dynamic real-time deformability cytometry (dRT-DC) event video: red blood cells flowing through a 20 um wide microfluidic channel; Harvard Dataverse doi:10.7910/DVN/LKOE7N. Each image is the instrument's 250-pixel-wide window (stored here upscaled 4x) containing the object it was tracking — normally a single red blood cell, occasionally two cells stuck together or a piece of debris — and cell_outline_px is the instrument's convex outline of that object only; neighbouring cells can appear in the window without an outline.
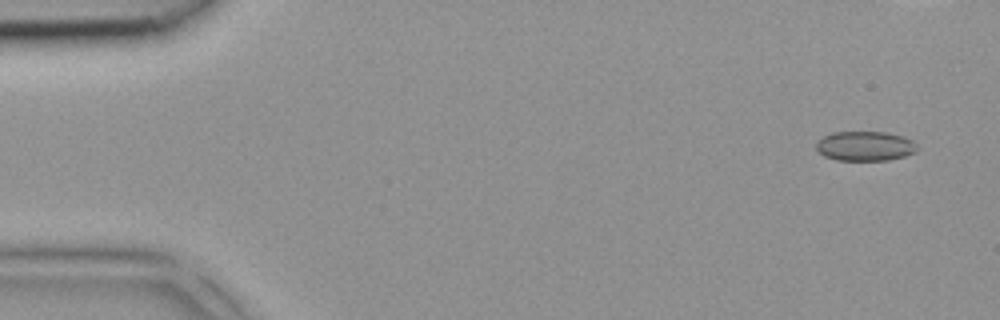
{"species": "common noctule bat (a hibernating species)", "species_latin": "Nyctalus noctula", "temperature_condition": "room temperature", "stored_images_in_passage": 5, "camera_frame_rate_fps": 3000, "um_per_image_px": 0.085, "animal": {"sex": "female", "body_mass_g": 18.4}, "frame": {"image": 1, "passage_image": 1, "time_ms": 0.0, "image_size_px": [1000, 320], "cell_outline_px": [[916, 152], [904, 156], [888, 160], [836, 160], [824, 156], [816, 148], [816, 140], [832, 132], [888, 132], [912, 140], [916, 144]], "centroid_in_image_um": [73.5, 12.41], "position_along_channel_um": 11.5, "area_um2": 17.4}}